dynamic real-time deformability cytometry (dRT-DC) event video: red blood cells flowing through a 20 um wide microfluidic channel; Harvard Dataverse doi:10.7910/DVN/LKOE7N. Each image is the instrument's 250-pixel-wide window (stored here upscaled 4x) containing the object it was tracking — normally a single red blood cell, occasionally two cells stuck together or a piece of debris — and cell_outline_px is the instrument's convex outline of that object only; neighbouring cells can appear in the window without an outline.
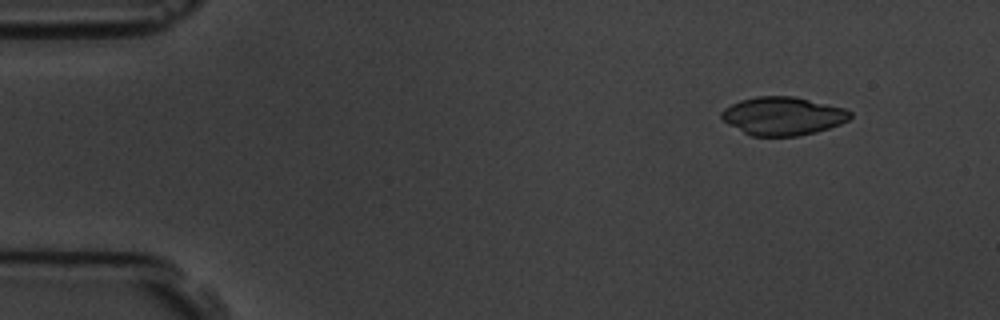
{"species": "common noctule bat (a hibernating species)", "species_latin": "Nyctalus noctula", "temperature_condition": "room temperature", "stored_images_in_passage": 5, "camera_frame_rate_fps": 3000, "um_per_image_px": 0.085, "animal": {"sex": "male", "body_mass_g": 19.5, "forearm_length_mm": 54.6}, "frame": {"image": 1, "passage_image": 2, "time_ms": 1.0, "image_size_px": [1000, 320], "cell_outline_px": [[852, 116], [848, 120], [840, 124], [816, 132], [796, 136], [752, 136], [728, 124], [720, 116], [720, 112], [724, 108], [740, 100], [756, 96], [792, 96], [844, 108], [852, 112]], "centroid_in_image_um": [66.53, 9.86], "position_along_channel_um": 18.5, "area_um2": 28.55}}